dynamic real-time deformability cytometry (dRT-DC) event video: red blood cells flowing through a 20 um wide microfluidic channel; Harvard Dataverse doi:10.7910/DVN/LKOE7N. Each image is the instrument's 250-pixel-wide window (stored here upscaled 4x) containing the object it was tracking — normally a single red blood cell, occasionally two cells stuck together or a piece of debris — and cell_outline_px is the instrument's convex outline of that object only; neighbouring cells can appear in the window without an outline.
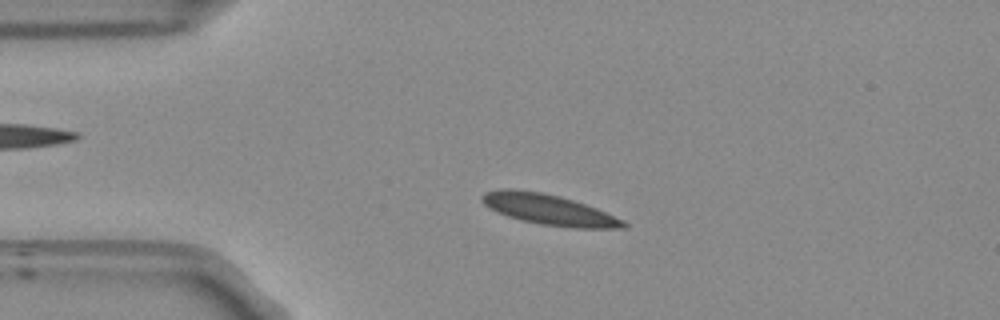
{"species": "Egyptian fruit bat (a non-hibernating species)", "species_latin": "Rousettus aegyptiacus", "temperature_condition": "room temperature", "stored_images_in_passage": 52, "camera_frame_rate_fps": 3000, "um_per_image_px": 0.085, "frame": {"image": 1, "passage_image": 11, "time_ms": 3.333, "image_size_px": [1000, 320], "cell_outline_px": [[628, 228], [572, 228], [540, 224], [520, 220], [496, 212], [488, 208], [480, 200], [480, 196], [484, 192], [500, 188], [508, 188], [540, 192], [560, 196], [596, 208], [624, 220], [628, 224]], "centroid_in_image_um": [46.61, 17.82], "position_along_channel_um": 38.4, "area_um2": 25.32}}
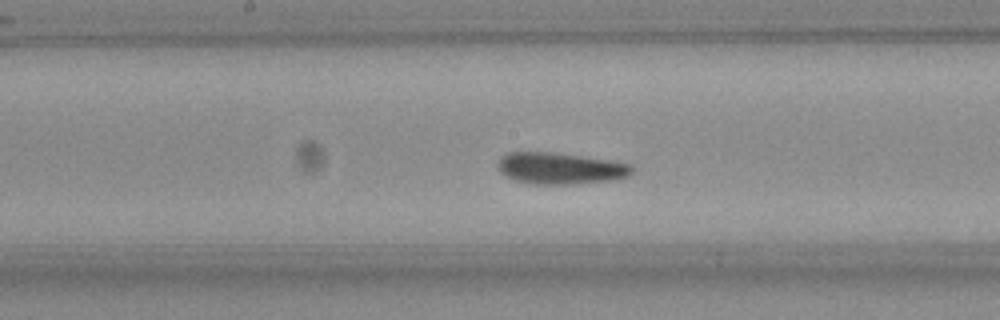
{"frame": {"image": 2, "passage_image": 26, "time_ms": 8.333, "image_size_px": [1000, 320], "cell_outline_px": [[632, 172], [628, 176], [608, 180], [576, 184], [532, 184], [516, 180], [504, 176], [500, 172], [496, 164], [508, 152], [548, 152], [604, 160], [628, 164], [632, 168]], "centroid_in_image_um": [47.53, 14.32], "position_along_channel_um": 200.7, "area_um2": 24.04}}
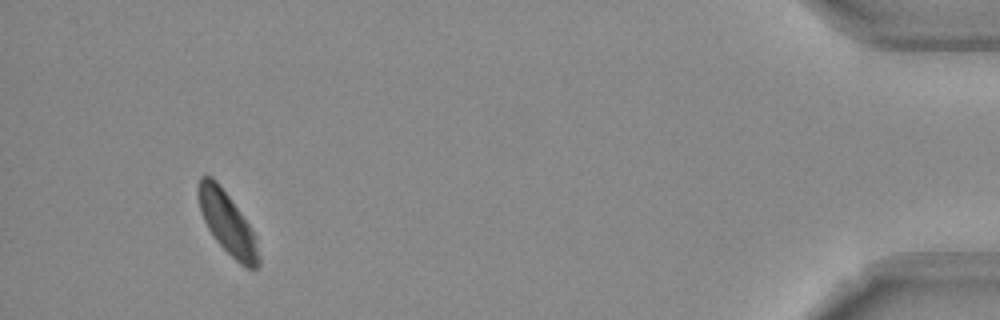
{"frame": {"image": 3, "passage_image": 49, "time_ms": 16.0, "image_size_px": [1000, 320], "cell_outline_px": [[260, 264], [256, 268], [244, 268], [216, 240], [208, 228], [200, 212], [196, 192], [196, 188], [200, 176], [212, 176], [216, 180], [228, 196], [248, 224], [256, 236], [260, 256]], "centroid_in_image_um": [19.31, 18.95], "position_along_channel_um": 415.9, "area_um2": 21.68}, "authors_computed_cell_mechanics": {"area_um2": 23.8425, "velocity_mm_per_s": 3.781, "shape_relaxation_time_tau1_ms": 10.4085, "shape_relaxation_time_tau2_ms": null, "deformation_change_tau1": 0.1673, "deformation_change_tau2": null}}